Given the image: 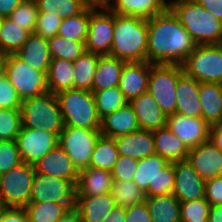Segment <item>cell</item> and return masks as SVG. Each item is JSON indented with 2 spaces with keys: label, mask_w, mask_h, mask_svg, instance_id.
Listing matches in <instances>:
<instances>
[{
  "label": "cell",
  "mask_w": 222,
  "mask_h": 222,
  "mask_svg": "<svg viewBox=\"0 0 222 222\" xmlns=\"http://www.w3.org/2000/svg\"><path fill=\"white\" fill-rule=\"evenodd\" d=\"M172 193L180 202L205 198V181L187 159L174 162Z\"/></svg>",
  "instance_id": "14"
},
{
  "label": "cell",
  "mask_w": 222,
  "mask_h": 222,
  "mask_svg": "<svg viewBox=\"0 0 222 222\" xmlns=\"http://www.w3.org/2000/svg\"><path fill=\"white\" fill-rule=\"evenodd\" d=\"M6 54L0 50V73L3 72L4 69V61Z\"/></svg>",
  "instance_id": "60"
},
{
  "label": "cell",
  "mask_w": 222,
  "mask_h": 222,
  "mask_svg": "<svg viewBox=\"0 0 222 222\" xmlns=\"http://www.w3.org/2000/svg\"><path fill=\"white\" fill-rule=\"evenodd\" d=\"M111 193L96 196L76 195L75 208L82 222H101L115 207Z\"/></svg>",
  "instance_id": "25"
},
{
  "label": "cell",
  "mask_w": 222,
  "mask_h": 222,
  "mask_svg": "<svg viewBox=\"0 0 222 222\" xmlns=\"http://www.w3.org/2000/svg\"><path fill=\"white\" fill-rule=\"evenodd\" d=\"M202 119L209 125L222 123V84L199 83Z\"/></svg>",
  "instance_id": "28"
},
{
  "label": "cell",
  "mask_w": 222,
  "mask_h": 222,
  "mask_svg": "<svg viewBox=\"0 0 222 222\" xmlns=\"http://www.w3.org/2000/svg\"><path fill=\"white\" fill-rule=\"evenodd\" d=\"M126 208L115 206L101 222H125Z\"/></svg>",
  "instance_id": "55"
},
{
  "label": "cell",
  "mask_w": 222,
  "mask_h": 222,
  "mask_svg": "<svg viewBox=\"0 0 222 222\" xmlns=\"http://www.w3.org/2000/svg\"><path fill=\"white\" fill-rule=\"evenodd\" d=\"M22 163L17 142L0 141V175Z\"/></svg>",
  "instance_id": "46"
},
{
  "label": "cell",
  "mask_w": 222,
  "mask_h": 222,
  "mask_svg": "<svg viewBox=\"0 0 222 222\" xmlns=\"http://www.w3.org/2000/svg\"><path fill=\"white\" fill-rule=\"evenodd\" d=\"M198 5L211 12L218 20L222 21V0H194Z\"/></svg>",
  "instance_id": "53"
},
{
  "label": "cell",
  "mask_w": 222,
  "mask_h": 222,
  "mask_svg": "<svg viewBox=\"0 0 222 222\" xmlns=\"http://www.w3.org/2000/svg\"><path fill=\"white\" fill-rule=\"evenodd\" d=\"M22 100L4 72L0 73V108L21 109Z\"/></svg>",
  "instance_id": "47"
},
{
  "label": "cell",
  "mask_w": 222,
  "mask_h": 222,
  "mask_svg": "<svg viewBox=\"0 0 222 222\" xmlns=\"http://www.w3.org/2000/svg\"><path fill=\"white\" fill-rule=\"evenodd\" d=\"M76 185L72 181L35 172L30 202L75 203Z\"/></svg>",
  "instance_id": "12"
},
{
  "label": "cell",
  "mask_w": 222,
  "mask_h": 222,
  "mask_svg": "<svg viewBox=\"0 0 222 222\" xmlns=\"http://www.w3.org/2000/svg\"><path fill=\"white\" fill-rule=\"evenodd\" d=\"M35 167L22 162L0 175V202L4 207L24 208L30 202Z\"/></svg>",
  "instance_id": "9"
},
{
  "label": "cell",
  "mask_w": 222,
  "mask_h": 222,
  "mask_svg": "<svg viewBox=\"0 0 222 222\" xmlns=\"http://www.w3.org/2000/svg\"><path fill=\"white\" fill-rule=\"evenodd\" d=\"M34 167L35 172L52 175L77 184L79 171L59 145L38 160Z\"/></svg>",
  "instance_id": "17"
},
{
  "label": "cell",
  "mask_w": 222,
  "mask_h": 222,
  "mask_svg": "<svg viewBox=\"0 0 222 222\" xmlns=\"http://www.w3.org/2000/svg\"><path fill=\"white\" fill-rule=\"evenodd\" d=\"M112 183L110 171L89 166L79 171L76 195H104L110 193Z\"/></svg>",
  "instance_id": "24"
},
{
  "label": "cell",
  "mask_w": 222,
  "mask_h": 222,
  "mask_svg": "<svg viewBox=\"0 0 222 222\" xmlns=\"http://www.w3.org/2000/svg\"><path fill=\"white\" fill-rule=\"evenodd\" d=\"M147 61L126 62L122 68L119 89L128 103L147 92L150 68Z\"/></svg>",
  "instance_id": "18"
},
{
  "label": "cell",
  "mask_w": 222,
  "mask_h": 222,
  "mask_svg": "<svg viewBox=\"0 0 222 222\" xmlns=\"http://www.w3.org/2000/svg\"><path fill=\"white\" fill-rule=\"evenodd\" d=\"M15 55L32 68L46 73L52 59L47 39L35 33L28 36Z\"/></svg>",
  "instance_id": "26"
},
{
  "label": "cell",
  "mask_w": 222,
  "mask_h": 222,
  "mask_svg": "<svg viewBox=\"0 0 222 222\" xmlns=\"http://www.w3.org/2000/svg\"><path fill=\"white\" fill-rule=\"evenodd\" d=\"M208 140L222 151V123L210 126Z\"/></svg>",
  "instance_id": "54"
},
{
  "label": "cell",
  "mask_w": 222,
  "mask_h": 222,
  "mask_svg": "<svg viewBox=\"0 0 222 222\" xmlns=\"http://www.w3.org/2000/svg\"><path fill=\"white\" fill-rule=\"evenodd\" d=\"M0 222H29V218L25 208L4 207Z\"/></svg>",
  "instance_id": "52"
},
{
  "label": "cell",
  "mask_w": 222,
  "mask_h": 222,
  "mask_svg": "<svg viewBox=\"0 0 222 222\" xmlns=\"http://www.w3.org/2000/svg\"><path fill=\"white\" fill-rule=\"evenodd\" d=\"M3 20H4V17L0 15V27L2 26Z\"/></svg>",
  "instance_id": "61"
},
{
  "label": "cell",
  "mask_w": 222,
  "mask_h": 222,
  "mask_svg": "<svg viewBox=\"0 0 222 222\" xmlns=\"http://www.w3.org/2000/svg\"><path fill=\"white\" fill-rule=\"evenodd\" d=\"M168 163L169 162L165 158L157 154L138 160L133 181L145 193L148 188H154V179L156 175L159 173V170Z\"/></svg>",
  "instance_id": "34"
},
{
  "label": "cell",
  "mask_w": 222,
  "mask_h": 222,
  "mask_svg": "<svg viewBox=\"0 0 222 222\" xmlns=\"http://www.w3.org/2000/svg\"><path fill=\"white\" fill-rule=\"evenodd\" d=\"M176 96V114L202 118L197 80L183 73L178 80Z\"/></svg>",
  "instance_id": "22"
},
{
  "label": "cell",
  "mask_w": 222,
  "mask_h": 222,
  "mask_svg": "<svg viewBox=\"0 0 222 222\" xmlns=\"http://www.w3.org/2000/svg\"><path fill=\"white\" fill-rule=\"evenodd\" d=\"M125 63L110 55L99 56L92 91L119 86L121 71Z\"/></svg>",
  "instance_id": "29"
},
{
  "label": "cell",
  "mask_w": 222,
  "mask_h": 222,
  "mask_svg": "<svg viewBox=\"0 0 222 222\" xmlns=\"http://www.w3.org/2000/svg\"><path fill=\"white\" fill-rule=\"evenodd\" d=\"M73 62L65 59H51L48 67V91L57 94L64 90L74 89Z\"/></svg>",
  "instance_id": "31"
},
{
  "label": "cell",
  "mask_w": 222,
  "mask_h": 222,
  "mask_svg": "<svg viewBox=\"0 0 222 222\" xmlns=\"http://www.w3.org/2000/svg\"><path fill=\"white\" fill-rule=\"evenodd\" d=\"M100 130L64 126L58 145L67 153L78 171L88 168Z\"/></svg>",
  "instance_id": "10"
},
{
  "label": "cell",
  "mask_w": 222,
  "mask_h": 222,
  "mask_svg": "<svg viewBox=\"0 0 222 222\" xmlns=\"http://www.w3.org/2000/svg\"><path fill=\"white\" fill-rule=\"evenodd\" d=\"M139 129L136 114L129 103L101 118L100 132L105 137L116 138Z\"/></svg>",
  "instance_id": "23"
},
{
  "label": "cell",
  "mask_w": 222,
  "mask_h": 222,
  "mask_svg": "<svg viewBox=\"0 0 222 222\" xmlns=\"http://www.w3.org/2000/svg\"><path fill=\"white\" fill-rule=\"evenodd\" d=\"M111 195L114 197L115 205L128 208L145 201V193L134 181H113Z\"/></svg>",
  "instance_id": "40"
},
{
  "label": "cell",
  "mask_w": 222,
  "mask_h": 222,
  "mask_svg": "<svg viewBox=\"0 0 222 222\" xmlns=\"http://www.w3.org/2000/svg\"><path fill=\"white\" fill-rule=\"evenodd\" d=\"M52 59H65L73 62L86 51L85 42L67 40L59 35L47 39Z\"/></svg>",
  "instance_id": "39"
},
{
  "label": "cell",
  "mask_w": 222,
  "mask_h": 222,
  "mask_svg": "<svg viewBox=\"0 0 222 222\" xmlns=\"http://www.w3.org/2000/svg\"><path fill=\"white\" fill-rule=\"evenodd\" d=\"M125 222H152L146 202L126 208Z\"/></svg>",
  "instance_id": "51"
},
{
  "label": "cell",
  "mask_w": 222,
  "mask_h": 222,
  "mask_svg": "<svg viewBox=\"0 0 222 222\" xmlns=\"http://www.w3.org/2000/svg\"><path fill=\"white\" fill-rule=\"evenodd\" d=\"M210 208L205 198L180 202L181 222H208Z\"/></svg>",
  "instance_id": "43"
},
{
  "label": "cell",
  "mask_w": 222,
  "mask_h": 222,
  "mask_svg": "<svg viewBox=\"0 0 222 222\" xmlns=\"http://www.w3.org/2000/svg\"><path fill=\"white\" fill-rule=\"evenodd\" d=\"M205 199L211 206L222 205V175L205 180Z\"/></svg>",
  "instance_id": "50"
},
{
  "label": "cell",
  "mask_w": 222,
  "mask_h": 222,
  "mask_svg": "<svg viewBox=\"0 0 222 222\" xmlns=\"http://www.w3.org/2000/svg\"><path fill=\"white\" fill-rule=\"evenodd\" d=\"M114 12L106 6L90 5L86 51L99 56L110 55L113 42Z\"/></svg>",
  "instance_id": "11"
},
{
  "label": "cell",
  "mask_w": 222,
  "mask_h": 222,
  "mask_svg": "<svg viewBox=\"0 0 222 222\" xmlns=\"http://www.w3.org/2000/svg\"><path fill=\"white\" fill-rule=\"evenodd\" d=\"M208 222H222V205L211 206Z\"/></svg>",
  "instance_id": "58"
},
{
  "label": "cell",
  "mask_w": 222,
  "mask_h": 222,
  "mask_svg": "<svg viewBox=\"0 0 222 222\" xmlns=\"http://www.w3.org/2000/svg\"><path fill=\"white\" fill-rule=\"evenodd\" d=\"M114 139L119 156L140 160L155 154L153 131L139 129Z\"/></svg>",
  "instance_id": "20"
},
{
  "label": "cell",
  "mask_w": 222,
  "mask_h": 222,
  "mask_svg": "<svg viewBox=\"0 0 222 222\" xmlns=\"http://www.w3.org/2000/svg\"><path fill=\"white\" fill-rule=\"evenodd\" d=\"M137 165L138 160L128 156H119L110 171L113 181H133Z\"/></svg>",
  "instance_id": "49"
},
{
  "label": "cell",
  "mask_w": 222,
  "mask_h": 222,
  "mask_svg": "<svg viewBox=\"0 0 222 222\" xmlns=\"http://www.w3.org/2000/svg\"><path fill=\"white\" fill-rule=\"evenodd\" d=\"M3 72L21 100L48 92L46 72L32 68L15 54H6Z\"/></svg>",
  "instance_id": "8"
},
{
  "label": "cell",
  "mask_w": 222,
  "mask_h": 222,
  "mask_svg": "<svg viewBox=\"0 0 222 222\" xmlns=\"http://www.w3.org/2000/svg\"><path fill=\"white\" fill-rule=\"evenodd\" d=\"M56 222H82L79 211L73 207L68 209L65 214Z\"/></svg>",
  "instance_id": "57"
},
{
  "label": "cell",
  "mask_w": 222,
  "mask_h": 222,
  "mask_svg": "<svg viewBox=\"0 0 222 222\" xmlns=\"http://www.w3.org/2000/svg\"><path fill=\"white\" fill-rule=\"evenodd\" d=\"M117 15L151 19L169 7L167 0H108L105 5Z\"/></svg>",
  "instance_id": "21"
},
{
  "label": "cell",
  "mask_w": 222,
  "mask_h": 222,
  "mask_svg": "<svg viewBox=\"0 0 222 222\" xmlns=\"http://www.w3.org/2000/svg\"><path fill=\"white\" fill-rule=\"evenodd\" d=\"M137 117L140 129L155 131L167 125V116L147 91L129 102Z\"/></svg>",
  "instance_id": "19"
},
{
  "label": "cell",
  "mask_w": 222,
  "mask_h": 222,
  "mask_svg": "<svg viewBox=\"0 0 222 222\" xmlns=\"http://www.w3.org/2000/svg\"><path fill=\"white\" fill-rule=\"evenodd\" d=\"M195 46L189 33L169 7L148 19V63L181 65Z\"/></svg>",
  "instance_id": "1"
},
{
  "label": "cell",
  "mask_w": 222,
  "mask_h": 222,
  "mask_svg": "<svg viewBox=\"0 0 222 222\" xmlns=\"http://www.w3.org/2000/svg\"><path fill=\"white\" fill-rule=\"evenodd\" d=\"M155 154L168 162L186 160L189 148L167 126L153 131Z\"/></svg>",
  "instance_id": "27"
},
{
  "label": "cell",
  "mask_w": 222,
  "mask_h": 222,
  "mask_svg": "<svg viewBox=\"0 0 222 222\" xmlns=\"http://www.w3.org/2000/svg\"><path fill=\"white\" fill-rule=\"evenodd\" d=\"M169 8L196 45L220 44L222 21L194 0H168Z\"/></svg>",
  "instance_id": "3"
},
{
  "label": "cell",
  "mask_w": 222,
  "mask_h": 222,
  "mask_svg": "<svg viewBox=\"0 0 222 222\" xmlns=\"http://www.w3.org/2000/svg\"><path fill=\"white\" fill-rule=\"evenodd\" d=\"M174 188V162H169L159 170L154 179V188H148L145 197L166 195L172 193Z\"/></svg>",
  "instance_id": "45"
},
{
  "label": "cell",
  "mask_w": 222,
  "mask_h": 222,
  "mask_svg": "<svg viewBox=\"0 0 222 222\" xmlns=\"http://www.w3.org/2000/svg\"><path fill=\"white\" fill-rule=\"evenodd\" d=\"M75 203L29 202L24 208L29 222H56Z\"/></svg>",
  "instance_id": "33"
},
{
  "label": "cell",
  "mask_w": 222,
  "mask_h": 222,
  "mask_svg": "<svg viewBox=\"0 0 222 222\" xmlns=\"http://www.w3.org/2000/svg\"><path fill=\"white\" fill-rule=\"evenodd\" d=\"M90 17V5L80 14L62 19L57 35L67 40L86 43Z\"/></svg>",
  "instance_id": "36"
},
{
  "label": "cell",
  "mask_w": 222,
  "mask_h": 222,
  "mask_svg": "<svg viewBox=\"0 0 222 222\" xmlns=\"http://www.w3.org/2000/svg\"><path fill=\"white\" fill-rule=\"evenodd\" d=\"M22 127L21 111L0 108V141H14Z\"/></svg>",
  "instance_id": "44"
},
{
  "label": "cell",
  "mask_w": 222,
  "mask_h": 222,
  "mask_svg": "<svg viewBox=\"0 0 222 222\" xmlns=\"http://www.w3.org/2000/svg\"><path fill=\"white\" fill-rule=\"evenodd\" d=\"M190 149L208 141L210 126L199 117L179 114L167 116L166 125Z\"/></svg>",
  "instance_id": "15"
},
{
  "label": "cell",
  "mask_w": 222,
  "mask_h": 222,
  "mask_svg": "<svg viewBox=\"0 0 222 222\" xmlns=\"http://www.w3.org/2000/svg\"><path fill=\"white\" fill-rule=\"evenodd\" d=\"M118 157L115 139L101 135L94 147L89 166L111 171Z\"/></svg>",
  "instance_id": "37"
},
{
  "label": "cell",
  "mask_w": 222,
  "mask_h": 222,
  "mask_svg": "<svg viewBox=\"0 0 222 222\" xmlns=\"http://www.w3.org/2000/svg\"><path fill=\"white\" fill-rule=\"evenodd\" d=\"M62 18L55 15H48V12H38L35 34L45 39L52 38L58 33Z\"/></svg>",
  "instance_id": "48"
},
{
  "label": "cell",
  "mask_w": 222,
  "mask_h": 222,
  "mask_svg": "<svg viewBox=\"0 0 222 222\" xmlns=\"http://www.w3.org/2000/svg\"><path fill=\"white\" fill-rule=\"evenodd\" d=\"M148 20L114 13L110 56L125 62L147 61Z\"/></svg>",
  "instance_id": "2"
},
{
  "label": "cell",
  "mask_w": 222,
  "mask_h": 222,
  "mask_svg": "<svg viewBox=\"0 0 222 222\" xmlns=\"http://www.w3.org/2000/svg\"><path fill=\"white\" fill-rule=\"evenodd\" d=\"M20 111L24 128L41 129L58 136L64 128L60 106L52 92L22 100Z\"/></svg>",
  "instance_id": "5"
},
{
  "label": "cell",
  "mask_w": 222,
  "mask_h": 222,
  "mask_svg": "<svg viewBox=\"0 0 222 222\" xmlns=\"http://www.w3.org/2000/svg\"><path fill=\"white\" fill-rule=\"evenodd\" d=\"M30 33L15 24L10 18L4 17L0 27V50L5 54H15L26 42Z\"/></svg>",
  "instance_id": "35"
},
{
  "label": "cell",
  "mask_w": 222,
  "mask_h": 222,
  "mask_svg": "<svg viewBox=\"0 0 222 222\" xmlns=\"http://www.w3.org/2000/svg\"><path fill=\"white\" fill-rule=\"evenodd\" d=\"M99 55L85 51L75 61L74 70V89L92 92L93 79L95 76Z\"/></svg>",
  "instance_id": "32"
},
{
  "label": "cell",
  "mask_w": 222,
  "mask_h": 222,
  "mask_svg": "<svg viewBox=\"0 0 222 222\" xmlns=\"http://www.w3.org/2000/svg\"><path fill=\"white\" fill-rule=\"evenodd\" d=\"M3 208H4V206H3V204L0 202V214H1L2 210H3Z\"/></svg>",
  "instance_id": "62"
},
{
  "label": "cell",
  "mask_w": 222,
  "mask_h": 222,
  "mask_svg": "<svg viewBox=\"0 0 222 222\" xmlns=\"http://www.w3.org/2000/svg\"><path fill=\"white\" fill-rule=\"evenodd\" d=\"M152 222H181L180 201L173 193L145 198Z\"/></svg>",
  "instance_id": "30"
},
{
  "label": "cell",
  "mask_w": 222,
  "mask_h": 222,
  "mask_svg": "<svg viewBox=\"0 0 222 222\" xmlns=\"http://www.w3.org/2000/svg\"><path fill=\"white\" fill-rule=\"evenodd\" d=\"M23 0H0V15L8 17Z\"/></svg>",
  "instance_id": "56"
},
{
  "label": "cell",
  "mask_w": 222,
  "mask_h": 222,
  "mask_svg": "<svg viewBox=\"0 0 222 222\" xmlns=\"http://www.w3.org/2000/svg\"><path fill=\"white\" fill-rule=\"evenodd\" d=\"M84 1L92 6H105L108 0H84Z\"/></svg>",
  "instance_id": "59"
},
{
  "label": "cell",
  "mask_w": 222,
  "mask_h": 222,
  "mask_svg": "<svg viewBox=\"0 0 222 222\" xmlns=\"http://www.w3.org/2000/svg\"><path fill=\"white\" fill-rule=\"evenodd\" d=\"M64 126L100 130L101 118L98 116L91 91L70 89L56 94Z\"/></svg>",
  "instance_id": "4"
},
{
  "label": "cell",
  "mask_w": 222,
  "mask_h": 222,
  "mask_svg": "<svg viewBox=\"0 0 222 222\" xmlns=\"http://www.w3.org/2000/svg\"><path fill=\"white\" fill-rule=\"evenodd\" d=\"M183 73L181 65L153 64L150 68L147 91L166 116L176 112L177 84Z\"/></svg>",
  "instance_id": "7"
},
{
  "label": "cell",
  "mask_w": 222,
  "mask_h": 222,
  "mask_svg": "<svg viewBox=\"0 0 222 222\" xmlns=\"http://www.w3.org/2000/svg\"><path fill=\"white\" fill-rule=\"evenodd\" d=\"M98 116L103 118L109 113H113L125 106L128 101L119 89V86L100 91H92Z\"/></svg>",
  "instance_id": "41"
},
{
  "label": "cell",
  "mask_w": 222,
  "mask_h": 222,
  "mask_svg": "<svg viewBox=\"0 0 222 222\" xmlns=\"http://www.w3.org/2000/svg\"><path fill=\"white\" fill-rule=\"evenodd\" d=\"M39 12L68 18L82 13L88 6L84 0H35Z\"/></svg>",
  "instance_id": "38"
},
{
  "label": "cell",
  "mask_w": 222,
  "mask_h": 222,
  "mask_svg": "<svg viewBox=\"0 0 222 222\" xmlns=\"http://www.w3.org/2000/svg\"><path fill=\"white\" fill-rule=\"evenodd\" d=\"M58 140L57 134L21 127L16 142L22 162L34 165L58 145Z\"/></svg>",
  "instance_id": "13"
},
{
  "label": "cell",
  "mask_w": 222,
  "mask_h": 222,
  "mask_svg": "<svg viewBox=\"0 0 222 222\" xmlns=\"http://www.w3.org/2000/svg\"><path fill=\"white\" fill-rule=\"evenodd\" d=\"M187 160L204 181L222 175V151L209 140L190 148Z\"/></svg>",
  "instance_id": "16"
},
{
  "label": "cell",
  "mask_w": 222,
  "mask_h": 222,
  "mask_svg": "<svg viewBox=\"0 0 222 222\" xmlns=\"http://www.w3.org/2000/svg\"><path fill=\"white\" fill-rule=\"evenodd\" d=\"M38 9L35 0H23L8 16L15 24L30 34L35 32L38 18Z\"/></svg>",
  "instance_id": "42"
},
{
  "label": "cell",
  "mask_w": 222,
  "mask_h": 222,
  "mask_svg": "<svg viewBox=\"0 0 222 222\" xmlns=\"http://www.w3.org/2000/svg\"><path fill=\"white\" fill-rule=\"evenodd\" d=\"M181 66L185 74L199 83L222 84V46L196 45Z\"/></svg>",
  "instance_id": "6"
}]
</instances>
